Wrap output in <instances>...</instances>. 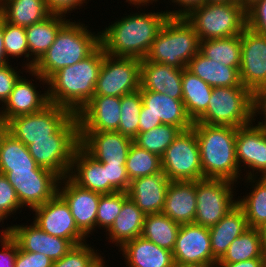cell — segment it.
<instances>
[{"label": "cell", "mask_w": 266, "mask_h": 267, "mask_svg": "<svg viewBox=\"0 0 266 267\" xmlns=\"http://www.w3.org/2000/svg\"><path fill=\"white\" fill-rule=\"evenodd\" d=\"M133 12L100 30V44L106 54L115 57L144 59L163 24L167 11Z\"/></svg>", "instance_id": "1"}, {"label": "cell", "mask_w": 266, "mask_h": 267, "mask_svg": "<svg viewBox=\"0 0 266 267\" xmlns=\"http://www.w3.org/2000/svg\"><path fill=\"white\" fill-rule=\"evenodd\" d=\"M104 56L105 51L100 44L86 58L54 73L47 80L49 103L78 114L94 96Z\"/></svg>", "instance_id": "2"}, {"label": "cell", "mask_w": 266, "mask_h": 267, "mask_svg": "<svg viewBox=\"0 0 266 267\" xmlns=\"http://www.w3.org/2000/svg\"><path fill=\"white\" fill-rule=\"evenodd\" d=\"M100 45V31L95 34L83 23L70 21L59 29L54 43L36 62L29 75L47 85V80L57 71L72 66L89 56Z\"/></svg>", "instance_id": "3"}, {"label": "cell", "mask_w": 266, "mask_h": 267, "mask_svg": "<svg viewBox=\"0 0 266 267\" xmlns=\"http://www.w3.org/2000/svg\"><path fill=\"white\" fill-rule=\"evenodd\" d=\"M203 178L241 179L236 158L237 128L194 122Z\"/></svg>", "instance_id": "4"}, {"label": "cell", "mask_w": 266, "mask_h": 267, "mask_svg": "<svg viewBox=\"0 0 266 267\" xmlns=\"http://www.w3.org/2000/svg\"><path fill=\"white\" fill-rule=\"evenodd\" d=\"M199 50L200 39L193 26L185 17L169 16L145 59L184 69Z\"/></svg>", "instance_id": "5"}, {"label": "cell", "mask_w": 266, "mask_h": 267, "mask_svg": "<svg viewBox=\"0 0 266 267\" xmlns=\"http://www.w3.org/2000/svg\"><path fill=\"white\" fill-rule=\"evenodd\" d=\"M185 19L200 41L241 35L247 27V11L240 3H205L192 9Z\"/></svg>", "instance_id": "6"}, {"label": "cell", "mask_w": 266, "mask_h": 267, "mask_svg": "<svg viewBox=\"0 0 266 267\" xmlns=\"http://www.w3.org/2000/svg\"><path fill=\"white\" fill-rule=\"evenodd\" d=\"M79 146V121L77 114H73L51 135V139L33 140L27 148L39 167L63 178L68 176L75 151Z\"/></svg>", "instance_id": "7"}, {"label": "cell", "mask_w": 266, "mask_h": 267, "mask_svg": "<svg viewBox=\"0 0 266 267\" xmlns=\"http://www.w3.org/2000/svg\"><path fill=\"white\" fill-rule=\"evenodd\" d=\"M253 93L246 87H213L206 112L196 121L243 127L253 122Z\"/></svg>", "instance_id": "8"}, {"label": "cell", "mask_w": 266, "mask_h": 267, "mask_svg": "<svg viewBox=\"0 0 266 267\" xmlns=\"http://www.w3.org/2000/svg\"><path fill=\"white\" fill-rule=\"evenodd\" d=\"M161 169L170 181L203 179L200 152L193 128L181 131L161 157Z\"/></svg>", "instance_id": "9"}, {"label": "cell", "mask_w": 266, "mask_h": 267, "mask_svg": "<svg viewBox=\"0 0 266 267\" xmlns=\"http://www.w3.org/2000/svg\"><path fill=\"white\" fill-rule=\"evenodd\" d=\"M235 184L224 179L203 178L197 180V206L193 223L207 228L216 225L237 205V200L233 194V190H236Z\"/></svg>", "instance_id": "10"}, {"label": "cell", "mask_w": 266, "mask_h": 267, "mask_svg": "<svg viewBox=\"0 0 266 267\" xmlns=\"http://www.w3.org/2000/svg\"><path fill=\"white\" fill-rule=\"evenodd\" d=\"M141 59L105 53L94 96L122 97L140 88Z\"/></svg>", "instance_id": "11"}, {"label": "cell", "mask_w": 266, "mask_h": 267, "mask_svg": "<svg viewBox=\"0 0 266 267\" xmlns=\"http://www.w3.org/2000/svg\"><path fill=\"white\" fill-rule=\"evenodd\" d=\"M73 113L62 106L49 103L42 110L10 119L4 126L16 139L26 146L33 140L51 139Z\"/></svg>", "instance_id": "12"}, {"label": "cell", "mask_w": 266, "mask_h": 267, "mask_svg": "<svg viewBox=\"0 0 266 267\" xmlns=\"http://www.w3.org/2000/svg\"><path fill=\"white\" fill-rule=\"evenodd\" d=\"M4 175L14 187L22 207L31 210L58 193L61 179L50 170H10Z\"/></svg>", "instance_id": "13"}, {"label": "cell", "mask_w": 266, "mask_h": 267, "mask_svg": "<svg viewBox=\"0 0 266 267\" xmlns=\"http://www.w3.org/2000/svg\"><path fill=\"white\" fill-rule=\"evenodd\" d=\"M32 211L35 212L33 223L49 235L67 239L74 246L87 242L76 226L69 206L58 193Z\"/></svg>", "instance_id": "14"}, {"label": "cell", "mask_w": 266, "mask_h": 267, "mask_svg": "<svg viewBox=\"0 0 266 267\" xmlns=\"http://www.w3.org/2000/svg\"><path fill=\"white\" fill-rule=\"evenodd\" d=\"M241 83L252 93L266 86V35L248 27L241 34Z\"/></svg>", "instance_id": "15"}, {"label": "cell", "mask_w": 266, "mask_h": 267, "mask_svg": "<svg viewBox=\"0 0 266 267\" xmlns=\"http://www.w3.org/2000/svg\"><path fill=\"white\" fill-rule=\"evenodd\" d=\"M62 185V186H61ZM58 194L66 201L78 229L88 238L96 230L100 193L80 187L68 176L60 179Z\"/></svg>", "instance_id": "16"}, {"label": "cell", "mask_w": 266, "mask_h": 267, "mask_svg": "<svg viewBox=\"0 0 266 267\" xmlns=\"http://www.w3.org/2000/svg\"><path fill=\"white\" fill-rule=\"evenodd\" d=\"M236 158L248 177H266V130L253 124L237 128ZM248 167V172H247ZM250 171V172H249ZM259 174V175H255Z\"/></svg>", "instance_id": "17"}, {"label": "cell", "mask_w": 266, "mask_h": 267, "mask_svg": "<svg viewBox=\"0 0 266 267\" xmlns=\"http://www.w3.org/2000/svg\"><path fill=\"white\" fill-rule=\"evenodd\" d=\"M132 142L118 131H80V146L102 164H125Z\"/></svg>", "instance_id": "18"}, {"label": "cell", "mask_w": 266, "mask_h": 267, "mask_svg": "<svg viewBox=\"0 0 266 267\" xmlns=\"http://www.w3.org/2000/svg\"><path fill=\"white\" fill-rule=\"evenodd\" d=\"M174 262L217 263L211 249L209 228L195 224H181L172 250Z\"/></svg>", "instance_id": "19"}, {"label": "cell", "mask_w": 266, "mask_h": 267, "mask_svg": "<svg viewBox=\"0 0 266 267\" xmlns=\"http://www.w3.org/2000/svg\"><path fill=\"white\" fill-rule=\"evenodd\" d=\"M121 97L93 96L77 114L79 131H117Z\"/></svg>", "instance_id": "20"}, {"label": "cell", "mask_w": 266, "mask_h": 267, "mask_svg": "<svg viewBox=\"0 0 266 267\" xmlns=\"http://www.w3.org/2000/svg\"><path fill=\"white\" fill-rule=\"evenodd\" d=\"M11 237L21 250L43 253L53 261L62 258L74 246L67 239L49 235L34 223L11 226Z\"/></svg>", "instance_id": "21"}, {"label": "cell", "mask_w": 266, "mask_h": 267, "mask_svg": "<svg viewBox=\"0 0 266 267\" xmlns=\"http://www.w3.org/2000/svg\"><path fill=\"white\" fill-rule=\"evenodd\" d=\"M23 77L16 82L8 100L0 108V123L3 125L14 117L38 112L49 104L47 90L41 93L31 80Z\"/></svg>", "instance_id": "22"}, {"label": "cell", "mask_w": 266, "mask_h": 267, "mask_svg": "<svg viewBox=\"0 0 266 267\" xmlns=\"http://www.w3.org/2000/svg\"><path fill=\"white\" fill-rule=\"evenodd\" d=\"M170 182L161 171L130 181L127 194L145 215L161 213Z\"/></svg>", "instance_id": "23"}, {"label": "cell", "mask_w": 266, "mask_h": 267, "mask_svg": "<svg viewBox=\"0 0 266 267\" xmlns=\"http://www.w3.org/2000/svg\"><path fill=\"white\" fill-rule=\"evenodd\" d=\"M182 72L183 69L144 58L140 63V87L163 93L173 99H182Z\"/></svg>", "instance_id": "24"}, {"label": "cell", "mask_w": 266, "mask_h": 267, "mask_svg": "<svg viewBox=\"0 0 266 267\" xmlns=\"http://www.w3.org/2000/svg\"><path fill=\"white\" fill-rule=\"evenodd\" d=\"M142 97L140 114H152L162 124L179 127L182 131L192 128L193 122L187 115L182 99H173L163 93L139 88Z\"/></svg>", "instance_id": "25"}, {"label": "cell", "mask_w": 266, "mask_h": 267, "mask_svg": "<svg viewBox=\"0 0 266 267\" xmlns=\"http://www.w3.org/2000/svg\"><path fill=\"white\" fill-rule=\"evenodd\" d=\"M196 181H171L162 214L178 224L193 223L196 216Z\"/></svg>", "instance_id": "26"}, {"label": "cell", "mask_w": 266, "mask_h": 267, "mask_svg": "<svg viewBox=\"0 0 266 267\" xmlns=\"http://www.w3.org/2000/svg\"><path fill=\"white\" fill-rule=\"evenodd\" d=\"M68 177L82 188L109 194L106 168L81 146L75 151Z\"/></svg>", "instance_id": "27"}, {"label": "cell", "mask_w": 266, "mask_h": 267, "mask_svg": "<svg viewBox=\"0 0 266 267\" xmlns=\"http://www.w3.org/2000/svg\"><path fill=\"white\" fill-rule=\"evenodd\" d=\"M128 267H173L172 251L159 247L150 240L138 236L127 241L121 248Z\"/></svg>", "instance_id": "28"}, {"label": "cell", "mask_w": 266, "mask_h": 267, "mask_svg": "<svg viewBox=\"0 0 266 267\" xmlns=\"http://www.w3.org/2000/svg\"><path fill=\"white\" fill-rule=\"evenodd\" d=\"M249 229L244 211L236 205L216 225L209 228L211 249L218 262L231 242Z\"/></svg>", "instance_id": "29"}, {"label": "cell", "mask_w": 266, "mask_h": 267, "mask_svg": "<svg viewBox=\"0 0 266 267\" xmlns=\"http://www.w3.org/2000/svg\"><path fill=\"white\" fill-rule=\"evenodd\" d=\"M186 68L211 87H244L240 80V67H227L200 52L189 61Z\"/></svg>", "instance_id": "30"}, {"label": "cell", "mask_w": 266, "mask_h": 267, "mask_svg": "<svg viewBox=\"0 0 266 267\" xmlns=\"http://www.w3.org/2000/svg\"><path fill=\"white\" fill-rule=\"evenodd\" d=\"M10 170H47L39 167L28 151L27 146L10 134L1 124L0 173Z\"/></svg>", "instance_id": "31"}, {"label": "cell", "mask_w": 266, "mask_h": 267, "mask_svg": "<svg viewBox=\"0 0 266 267\" xmlns=\"http://www.w3.org/2000/svg\"><path fill=\"white\" fill-rule=\"evenodd\" d=\"M145 214L128 198L122 205L119 215L106 233L108 242L120 248L130 240L141 236Z\"/></svg>", "instance_id": "32"}, {"label": "cell", "mask_w": 266, "mask_h": 267, "mask_svg": "<svg viewBox=\"0 0 266 267\" xmlns=\"http://www.w3.org/2000/svg\"><path fill=\"white\" fill-rule=\"evenodd\" d=\"M50 15L45 0H0V17L13 25L26 28Z\"/></svg>", "instance_id": "33"}, {"label": "cell", "mask_w": 266, "mask_h": 267, "mask_svg": "<svg viewBox=\"0 0 266 267\" xmlns=\"http://www.w3.org/2000/svg\"><path fill=\"white\" fill-rule=\"evenodd\" d=\"M182 89V101L185 110L194 123L206 112L213 87L187 68H184L182 72Z\"/></svg>", "instance_id": "34"}, {"label": "cell", "mask_w": 266, "mask_h": 267, "mask_svg": "<svg viewBox=\"0 0 266 267\" xmlns=\"http://www.w3.org/2000/svg\"><path fill=\"white\" fill-rule=\"evenodd\" d=\"M65 16L50 15L42 22L25 28L29 55L37 62L54 43L59 29L68 21Z\"/></svg>", "instance_id": "35"}, {"label": "cell", "mask_w": 266, "mask_h": 267, "mask_svg": "<svg viewBox=\"0 0 266 267\" xmlns=\"http://www.w3.org/2000/svg\"><path fill=\"white\" fill-rule=\"evenodd\" d=\"M244 180L252 185V190L242 198L238 196L237 205L244 211L249 228L257 229L266 221V177H246Z\"/></svg>", "instance_id": "36"}, {"label": "cell", "mask_w": 266, "mask_h": 267, "mask_svg": "<svg viewBox=\"0 0 266 267\" xmlns=\"http://www.w3.org/2000/svg\"><path fill=\"white\" fill-rule=\"evenodd\" d=\"M181 225L162 213L145 216L141 236L172 251Z\"/></svg>", "instance_id": "37"}, {"label": "cell", "mask_w": 266, "mask_h": 267, "mask_svg": "<svg viewBox=\"0 0 266 267\" xmlns=\"http://www.w3.org/2000/svg\"><path fill=\"white\" fill-rule=\"evenodd\" d=\"M254 258H266V248L258 229L249 228L235 238L217 263H237Z\"/></svg>", "instance_id": "38"}, {"label": "cell", "mask_w": 266, "mask_h": 267, "mask_svg": "<svg viewBox=\"0 0 266 267\" xmlns=\"http://www.w3.org/2000/svg\"><path fill=\"white\" fill-rule=\"evenodd\" d=\"M199 52L227 67H240L241 35L200 41Z\"/></svg>", "instance_id": "39"}, {"label": "cell", "mask_w": 266, "mask_h": 267, "mask_svg": "<svg viewBox=\"0 0 266 267\" xmlns=\"http://www.w3.org/2000/svg\"><path fill=\"white\" fill-rule=\"evenodd\" d=\"M182 130L170 124H162L146 132H138L133 142L139 147L162 157Z\"/></svg>", "instance_id": "40"}, {"label": "cell", "mask_w": 266, "mask_h": 267, "mask_svg": "<svg viewBox=\"0 0 266 267\" xmlns=\"http://www.w3.org/2000/svg\"><path fill=\"white\" fill-rule=\"evenodd\" d=\"M125 167L129 179L132 181L140 177L161 172V157L132 142L128 151Z\"/></svg>", "instance_id": "41"}, {"label": "cell", "mask_w": 266, "mask_h": 267, "mask_svg": "<svg viewBox=\"0 0 266 267\" xmlns=\"http://www.w3.org/2000/svg\"><path fill=\"white\" fill-rule=\"evenodd\" d=\"M3 38L4 50L7 59L25 57V64L22 66L24 70H32L36 61L29 55V47L27 44V36L25 27L13 25L3 20ZM31 59V60H30ZM26 66V67H25Z\"/></svg>", "instance_id": "42"}, {"label": "cell", "mask_w": 266, "mask_h": 267, "mask_svg": "<svg viewBox=\"0 0 266 267\" xmlns=\"http://www.w3.org/2000/svg\"><path fill=\"white\" fill-rule=\"evenodd\" d=\"M142 104L140 90L121 97V116L117 130L119 133L131 139L137 136Z\"/></svg>", "instance_id": "43"}, {"label": "cell", "mask_w": 266, "mask_h": 267, "mask_svg": "<svg viewBox=\"0 0 266 267\" xmlns=\"http://www.w3.org/2000/svg\"><path fill=\"white\" fill-rule=\"evenodd\" d=\"M128 198L127 192L101 194L97 208L96 228L102 227L107 233Z\"/></svg>", "instance_id": "44"}, {"label": "cell", "mask_w": 266, "mask_h": 267, "mask_svg": "<svg viewBox=\"0 0 266 267\" xmlns=\"http://www.w3.org/2000/svg\"><path fill=\"white\" fill-rule=\"evenodd\" d=\"M86 243L73 246L62 258L53 261L52 267H96L105 256Z\"/></svg>", "instance_id": "45"}, {"label": "cell", "mask_w": 266, "mask_h": 267, "mask_svg": "<svg viewBox=\"0 0 266 267\" xmlns=\"http://www.w3.org/2000/svg\"><path fill=\"white\" fill-rule=\"evenodd\" d=\"M22 208L14 187L5 175L0 173V213L7 218Z\"/></svg>", "instance_id": "46"}, {"label": "cell", "mask_w": 266, "mask_h": 267, "mask_svg": "<svg viewBox=\"0 0 266 267\" xmlns=\"http://www.w3.org/2000/svg\"><path fill=\"white\" fill-rule=\"evenodd\" d=\"M106 168L109 180V194L114 192H127L130 179L125 164H102Z\"/></svg>", "instance_id": "47"}, {"label": "cell", "mask_w": 266, "mask_h": 267, "mask_svg": "<svg viewBox=\"0 0 266 267\" xmlns=\"http://www.w3.org/2000/svg\"><path fill=\"white\" fill-rule=\"evenodd\" d=\"M0 267H15L18 244L11 237V226L0 230Z\"/></svg>", "instance_id": "48"}, {"label": "cell", "mask_w": 266, "mask_h": 267, "mask_svg": "<svg viewBox=\"0 0 266 267\" xmlns=\"http://www.w3.org/2000/svg\"><path fill=\"white\" fill-rule=\"evenodd\" d=\"M247 27L266 35V0H259L247 10Z\"/></svg>", "instance_id": "49"}, {"label": "cell", "mask_w": 266, "mask_h": 267, "mask_svg": "<svg viewBox=\"0 0 266 267\" xmlns=\"http://www.w3.org/2000/svg\"><path fill=\"white\" fill-rule=\"evenodd\" d=\"M17 69V67L13 68L12 64L9 65V63L0 66V103H5L8 100L16 82L21 77L19 73L23 74Z\"/></svg>", "instance_id": "50"}, {"label": "cell", "mask_w": 266, "mask_h": 267, "mask_svg": "<svg viewBox=\"0 0 266 267\" xmlns=\"http://www.w3.org/2000/svg\"><path fill=\"white\" fill-rule=\"evenodd\" d=\"M53 260L43 253L27 252L18 247L15 267H52Z\"/></svg>", "instance_id": "51"}, {"label": "cell", "mask_w": 266, "mask_h": 267, "mask_svg": "<svg viewBox=\"0 0 266 267\" xmlns=\"http://www.w3.org/2000/svg\"><path fill=\"white\" fill-rule=\"evenodd\" d=\"M46 7L50 14L65 16L67 12L71 14L70 11L74 9H80L81 6H85L86 0H45ZM83 4V5H82ZM80 7V8H78Z\"/></svg>", "instance_id": "52"}, {"label": "cell", "mask_w": 266, "mask_h": 267, "mask_svg": "<svg viewBox=\"0 0 266 267\" xmlns=\"http://www.w3.org/2000/svg\"><path fill=\"white\" fill-rule=\"evenodd\" d=\"M252 114L253 122L256 120L257 115H263L262 122L258 121L256 125L266 130V86L253 92ZM255 116L256 118H254Z\"/></svg>", "instance_id": "53"}, {"label": "cell", "mask_w": 266, "mask_h": 267, "mask_svg": "<svg viewBox=\"0 0 266 267\" xmlns=\"http://www.w3.org/2000/svg\"><path fill=\"white\" fill-rule=\"evenodd\" d=\"M171 1V0H170ZM171 3H174L180 7L178 10L173 11H167L169 16L172 17H184L187 15L192 9L199 7L200 5H203L206 3V0H172ZM183 7V8H182Z\"/></svg>", "instance_id": "54"}, {"label": "cell", "mask_w": 266, "mask_h": 267, "mask_svg": "<svg viewBox=\"0 0 266 267\" xmlns=\"http://www.w3.org/2000/svg\"><path fill=\"white\" fill-rule=\"evenodd\" d=\"M159 125H162L161 120L157 119L152 114L139 115L138 132H146Z\"/></svg>", "instance_id": "55"}, {"label": "cell", "mask_w": 266, "mask_h": 267, "mask_svg": "<svg viewBox=\"0 0 266 267\" xmlns=\"http://www.w3.org/2000/svg\"><path fill=\"white\" fill-rule=\"evenodd\" d=\"M217 267H266V258H254L237 263H217Z\"/></svg>", "instance_id": "56"}, {"label": "cell", "mask_w": 266, "mask_h": 267, "mask_svg": "<svg viewBox=\"0 0 266 267\" xmlns=\"http://www.w3.org/2000/svg\"><path fill=\"white\" fill-rule=\"evenodd\" d=\"M9 63L7 55L4 50V38H3V19L0 17V66L6 65Z\"/></svg>", "instance_id": "57"}, {"label": "cell", "mask_w": 266, "mask_h": 267, "mask_svg": "<svg viewBox=\"0 0 266 267\" xmlns=\"http://www.w3.org/2000/svg\"><path fill=\"white\" fill-rule=\"evenodd\" d=\"M173 267H217V263H178V262H174Z\"/></svg>", "instance_id": "58"}, {"label": "cell", "mask_w": 266, "mask_h": 267, "mask_svg": "<svg viewBox=\"0 0 266 267\" xmlns=\"http://www.w3.org/2000/svg\"><path fill=\"white\" fill-rule=\"evenodd\" d=\"M257 229L259 231L260 238L262 239V243L266 248V221L262 223Z\"/></svg>", "instance_id": "59"}, {"label": "cell", "mask_w": 266, "mask_h": 267, "mask_svg": "<svg viewBox=\"0 0 266 267\" xmlns=\"http://www.w3.org/2000/svg\"><path fill=\"white\" fill-rule=\"evenodd\" d=\"M259 0H243L240 4L247 11L251 6H253Z\"/></svg>", "instance_id": "60"}, {"label": "cell", "mask_w": 266, "mask_h": 267, "mask_svg": "<svg viewBox=\"0 0 266 267\" xmlns=\"http://www.w3.org/2000/svg\"><path fill=\"white\" fill-rule=\"evenodd\" d=\"M125 2H129L131 6L134 5L137 7V10L142 7V0H126Z\"/></svg>", "instance_id": "61"}, {"label": "cell", "mask_w": 266, "mask_h": 267, "mask_svg": "<svg viewBox=\"0 0 266 267\" xmlns=\"http://www.w3.org/2000/svg\"><path fill=\"white\" fill-rule=\"evenodd\" d=\"M156 1L158 2V0H142V6H143V7H145V6L148 7L149 4L152 5V4H153L154 2H156ZM144 5H145V6H144ZM147 5H148V6H147Z\"/></svg>", "instance_id": "62"}, {"label": "cell", "mask_w": 266, "mask_h": 267, "mask_svg": "<svg viewBox=\"0 0 266 267\" xmlns=\"http://www.w3.org/2000/svg\"><path fill=\"white\" fill-rule=\"evenodd\" d=\"M227 3L228 0H206V3Z\"/></svg>", "instance_id": "63"}, {"label": "cell", "mask_w": 266, "mask_h": 267, "mask_svg": "<svg viewBox=\"0 0 266 267\" xmlns=\"http://www.w3.org/2000/svg\"><path fill=\"white\" fill-rule=\"evenodd\" d=\"M96 267H107L105 265V260L103 259Z\"/></svg>", "instance_id": "64"}, {"label": "cell", "mask_w": 266, "mask_h": 267, "mask_svg": "<svg viewBox=\"0 0 266 267\" xmlns=\"http://www.w3.org/2000/svg\"><path fill=\"white\" fill-rule=\"evenodd\" d=\"M7 219L2 213H0V222L2 221V224H4L3 220Z\"/></svg>", "instance_id": "65"}, {"label": "cell", "mask_w": 266, "mask_h": 267, "mask_svg": "<svg viewBox=\"0 0 266 267\" xmlns=\"http://www.w3.org/2000/svg\"><path fill=\"white\" fill-rule=\"evenodd\" d=\"M230 1H233V2H236V3H241L243 0H228V2Z\"/></svg>", "instance_id": "66"}]
</instances>
